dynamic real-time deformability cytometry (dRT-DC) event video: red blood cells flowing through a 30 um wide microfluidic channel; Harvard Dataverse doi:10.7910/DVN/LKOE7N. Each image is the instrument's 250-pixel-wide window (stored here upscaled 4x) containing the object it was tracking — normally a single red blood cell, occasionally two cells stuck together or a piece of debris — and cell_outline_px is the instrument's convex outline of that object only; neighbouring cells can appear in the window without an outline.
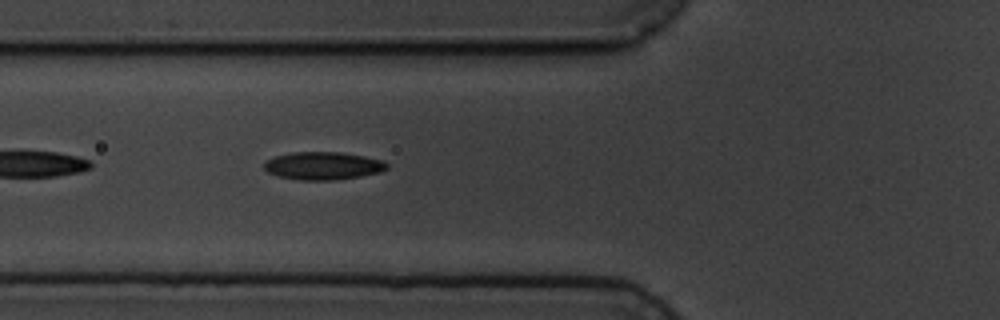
{"species": "common noctule bat (a hibernating species)", "species_latin": "Nyctalus noctula", "temperature_condition": "cold", "stored_images_in_passage": 5, "camera_frame_rate_fps": 3000, "um_per_image_px": 0.085, "animal": {"sex": "male", "body_mass_g": 19.5, "forearm_length_mm": 54.6}, "frame": {"image": 1, "passage_image": 5, "time_ms": 5.333, "image_size_px": [1000, 320], "cell_outline_px": [[388, 168], [380, 172], [360, 176], [332, 180], [300, 180], [276, 176], [268, 172], [264, 168], [264, 164], [268, 160], [276, 156], [292, 152], [340, 152], [364, 156], [384, 160], [388, 164]], "centroid_in_image_um": [27.47, 14.09], "position_along_channel_um": 98.3, "area_um2": 19.88}}